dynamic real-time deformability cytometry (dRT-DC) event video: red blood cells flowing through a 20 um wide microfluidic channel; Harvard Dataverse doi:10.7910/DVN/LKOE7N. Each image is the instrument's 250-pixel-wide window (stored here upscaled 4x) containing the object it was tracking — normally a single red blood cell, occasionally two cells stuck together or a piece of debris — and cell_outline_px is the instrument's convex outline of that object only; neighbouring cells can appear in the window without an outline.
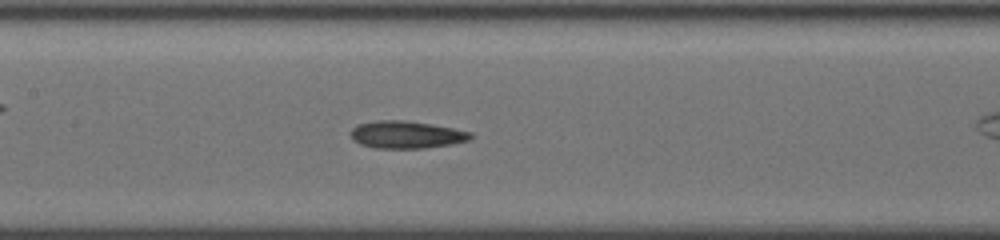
{"species": "common noctule bat (a hibernating species)", "species_latin": "Nyctalus noctula", "temperature_condition": "cold", "stored_images_in_passage": 28, "camera_frame_rate_fps": 3000, "um_per_image_px": 0.085, "animal": {"sex": "female", "body_mass_g": 19.5, "forearm_length_mm": 54.1}, "frame": {"image": 1, "passage_image": 20, "time_ms": 6.333, "image_size_px": [1000, 240], "cell_outline_px": [[472, 136], [468, 140], [448, 144], [424, 148], [372, 148], [360, 144], [352, 140], [352, 128], [356, 124], [380, 120], [404, 120], [452, 128], [472, 132]], "centroid_in_image_um": [34.48, 11.45], "position_along_channel_um": 172.9, "area_um2": 18.9}}
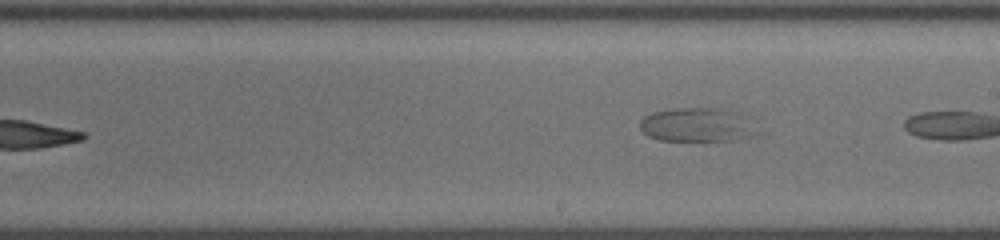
{"frame": {"image": 2, "passage_image": 28, "time_ms": 9.0, "image_size_px": [1000, 240], "cell_outline_px": [[764, 132], [752, 136], [728, 140], [660, 140], [648, 136], [640, 128], [640, 120], [644, 116], [652, 112], [672, 108], [712, 108], [740, 112], [756, 120]], "centroid_in_image_um": [59.4, 10.6], "position_along_channel_um": 229.6, "area_um2": 23.87}}